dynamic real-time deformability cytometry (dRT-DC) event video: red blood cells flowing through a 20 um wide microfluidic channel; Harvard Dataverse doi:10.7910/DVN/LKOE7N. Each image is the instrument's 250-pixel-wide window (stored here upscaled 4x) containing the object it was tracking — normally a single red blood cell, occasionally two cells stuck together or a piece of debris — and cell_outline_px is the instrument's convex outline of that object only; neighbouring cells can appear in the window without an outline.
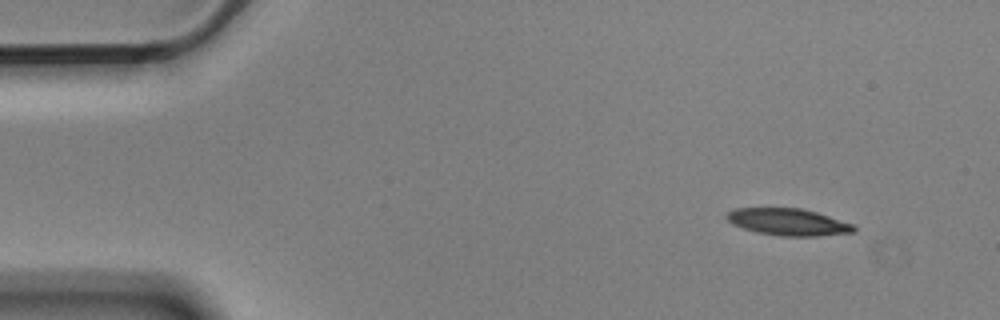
{"species": "Egyptian fruit bat (a non-hibernating species)", "species_latin": "Rousettus aegyptiacus", "temperature_condition": "cold", "stored_images_in_passage": 4, "camera_frame_rate_fps": 3000, "um_per_image_px": 0.085, "animal": {"sex": "male"}, "frame": {"image": 1, "passage_image": 1, "time_ms": 0.0, "image_size_px": [1000, 320], "cell_outline_px": [[856, 232], [816, 236], [780, 236], [756, 232], [732, 224], [724, 216], [728, 212], [736, 208], [800, 208], [816, 212], [852, 224], [856, 228]], "centroid_in_image_um": [66.97, 18.87], "position_along_channel_um": 18.0, "area_um2": 19.83}}
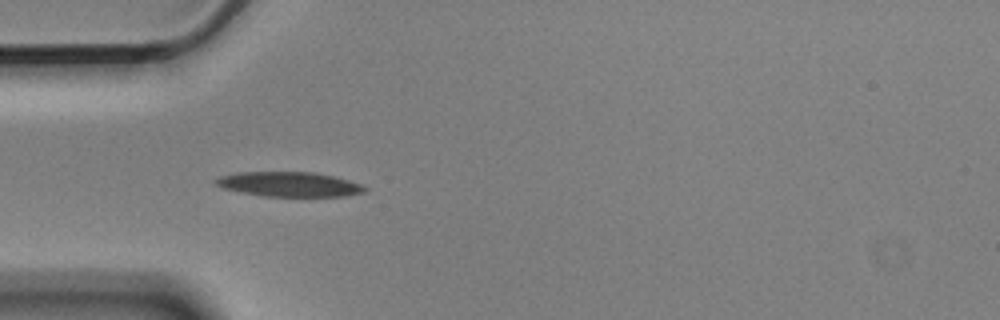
{"frame": {"image": 2, "passage_image": 4, "time_ms": 1.0, "image_size_px": [1000, 320], "cell_outline_px": [[368, 188], [364, 192], [344, 196], [264, 196], [220, 188], [212, 180], [220, 176], [236, 172], [312, 172], [332, 176], [348, 180], [360, 184]], "centroid_in_image_um": [24.53, 15.66], "position_along_channel_um": 60.5, "area_um2": 21.39}}